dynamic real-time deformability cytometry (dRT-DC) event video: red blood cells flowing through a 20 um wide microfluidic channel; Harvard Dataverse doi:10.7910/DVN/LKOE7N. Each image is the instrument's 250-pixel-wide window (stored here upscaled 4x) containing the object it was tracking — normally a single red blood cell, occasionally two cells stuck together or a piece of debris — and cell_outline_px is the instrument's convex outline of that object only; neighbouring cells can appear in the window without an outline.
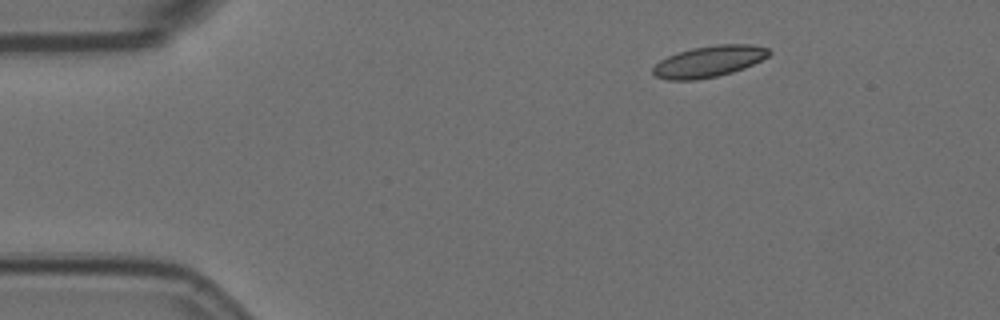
{"species": "Egyptian fruit bat (a non-hibernating species)", "species_latin": "Rousettus aegyptiacus", "temperature_condition": "room temperature", "stored_images_in_passage": 3, "camera_frame_rate_fps": 3000, "um_per_image_px": 0.085, "animal": {"sex": "female"}, "frame": {"image": 1, "passage_image": 1, "time_ms": 0.0, "image_size_px": [1000, 320], "cell_outline_px": [[772, 52], [768, 56], [744, 68], [732, 72], [716, 76], [696, 80], [668, 80], [656, 76], [652, 72], [652, 68], [660, 60], [676, 52], [692, 48], [716, 44], [748, 44], [768, 48]], "centroid_in_image_um": [60.24, 5.21], "position_along_channel_um": 24.8, "area_um2": 21.1}}